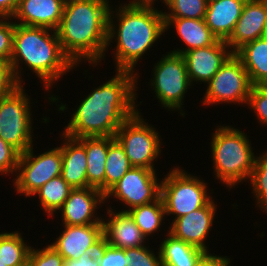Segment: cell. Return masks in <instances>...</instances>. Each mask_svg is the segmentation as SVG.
Wrapping results in <instances>:
<instances>
[{
	"instance_id": "18",
	"label": "cell",
	"mask_w": 267,
	"mask_h": 266,
	"mask_svg": "<svg viewBox=\"0 0 267 266\" xmlns=\"http://www.w3.org/2000/svg\"><path fill=\"white\" fill-rule=\"evenodd\" d=\"M65 0H19L13 16L16 24L57 30L63 15Z\"/></svg>"
},
{
	"instance_id": "13",
	"label": "cell",
	"mask_w": 267,
	"mask_h": 266,
	"mask_svg": "<svg viewBox=\"0 0 267 266\" xmlns=\"http://www.w3.org/2000/svg\"><path fill=\"white\" fill-rule=\"evenodd\" d=\"M104 200L105 195L97 188L73 189L59 209V211H62L63 225H103L102 218H95L94 214L98 209L97 205L104 203Z\"/></svg>"
},
{
	"instance_id": "27",
	"label": "cell",
	"mask_w": 267,
	"mask_h": 266,
	"mask_svg": "<svg viewBox=\"0 0 267 266\" xmlns=\"http://www.w3.org/2000/svg\"><path fill=\"white\" fill-rule=\"evenodd\" d=\"M31 246H27L19 232L0 233V260L6 266H25Z\"/></svg>"
},
{
	"instance_id": "38",
	"label": "cell",
	"mask_w": 267,
	"mask_h": 266,
	"mask_svg": "<svg viewBox=\"0 0 267 266\" xmlns=\"http://www.w3.org/2000/svg\"><path fill=\"white\" fill-rule=\"evenodd\" d=\"M18 86L10 62L0 60V97L12 93Z\"/></svg>"
},
{
	"instance_id": "5",
	"label": "cell",
	"mask_w": 267,
	"mask_h": 266,
	"mask_svg": "<svg viewBox=\"0 0 267 266\" xmlns=\"http://www.w3.org/2000/svg\"><path fill=\"white\" fill-rule=\"evenodd\" d=\"M211 140L216 177L232 188L250 178L256 156L247 135L232 126H219Z\"/></svg>"
},
{
	"instance_id": "15",
	"label": "cell",
	"mask_w": 267,
	"mask_h": 266,
	"mask_svg": "<svg viewBox=\"0 0 267 266\" xmlns=\"http://www.w3.org/2000/svg\"><path fill=\"white\" fill-rule=\"evenodd\" d=\"M104 241L103 225H64V231L50 244L65 260H78L90 250H98Z\"/></svg>"
},
{
	"instance_id": "28",
	"label": "cell",
	"mask_w": 267,
	"mask_h": 266,
	"mask_svg": "<svg viewBox=\"0 0 267 266\" xmlns=\"http://www.w3.org/2000/svg\"><path fill=\"white\" fill-rule=\"evenodd\" d=\"M72 190L73 188L59 175L46 182L34 195H39L42 209L53 215L63 206Z\"/></svg>"
},
{
	"instance_id": "21",
	"label": "cell",
	"mask_w": 267,
	"mask_h": 266,
	"mask_svg": "<svg viewBox=\"0 0 267 266\" xmlns=\"http://www.w3.org/2000/svg\"><path fill=\"white\" fill-rule=\"evenodd\" d=\"M65 137L61 146L63 179L73 188H87V155L85 147L75 138Z\"/></svg>"
},
{
	"instance_id": "3",
	"label": "cell",
	"mask_w": 267,
	"mask_h": 266,
	"mask_svg": "<svg viewBox=\"0 0 267 266\" xmlns=\"http://www.w3.org/2000/svg\"><path fill=\"white\" fill-rule=\"evenodd\" d=\"M118 9L117 29L113 23V10H109L107 46L109 47L113 37H116L117 46L114 53L116 70L134 72L137 61L166 31L163 11L154 7L127 6L126 4Z\"/></svg>"
},
{
	"instance_id": "8",
	"label": "cell",
	"mask_w": 267,
	"mask_h": 266,
	"mask_svg": "<svg viewBox=\"0 0 267 266\" xmlns=\"http://www.w3.org/2000/svg\"><path fill=\"white\" fill-rule=\"evenodd\" d=\"M143 120L138 111L121 125L114 138L123 147L133 167L154 170V159L161 152L160 135Z\"/></svg>"
},
{
	"instance_id": "34",
	"label": "cell",
	"mask_w": 267,
	"mask_h": 266,
	"mask_svg": "<svg viewBox=\"0 0 267 266\" xmlns=\"http://www.w3.org/2000/svg\"><path fill=\"white\" fill-rule=\"evenodd\" d=\"M247 105L254 110L259 122L267 125V85L252 86Z\"/></svg>"
},
{
	"instance_id": "7",
	"label": "cell",
	"mask_w": 267,
	"mask_h": 266,
	"mask_svg": "<svg viewBox=\"0 0 267 266\" xmlns=\"http://www.w3.org/2000/svg\"><path fill=\"white\" fill-rule=\"evenodd\" d=\"M18 86L12 93L0 97V137L20 153L32 145V121L29 96Z\"/></svg>"
},
{
	"instance_id": "11",
	"label": "cell",
	"mask_w": 267,
	"mask_h": 266,
	"mask_svg": "<svg viewBox=\"0 0 267 266\" xmlns=\"http://www.w3.org/2000/svg\"><path fill=\"white\" fill-rule=\"evenodd\" d=\"M33 146L20 154L17 177L14 185L18 193L26 197L34 195L46 182L62 172L61 147L53 148L38 156H34Z\"/></svg>"
},
{
	"instance_id": "26",
	"label": "cell",
	"mask_w": 267,
	"mask_h": 266,
	"mask_svg": "<svg viewBox=\"0 0 267 266\" xmlns=\"http://www.w3.org/2000/svg\"><path fill=\"white\" fill-rule=\"evenodd\" d=\"M123 147L114 137H108V152L105 161L104 195L131 169Z\"/></svg>"
},
{
	"instance_id": "43",
	"label": "cell",
	"mask_w": 267,
	"mask_h": 266,
	"mask_svg": "<svg viewBox=\"0 0 267 266\" xmlns=\"http://www.w3.org/2000/svg\"><path fill=\"white\" fill-rule=\"evenodd\" d=\"M0 266H6L5 263H3L1 260H0Z\"/></svg>"
},
{
	"instance_id": "22",
	"label": "cell",
	"mask_w": 267,
	"mask_h": 266,
	"mask_svg": "<svg viewBox=\"0 0 267 266\" xmlns=\"http://www.w3.org/2000/svg\"><path fill=\"white\" fill-rule=\"evenodd\" d=\"M165 30L174 26L176 33L181 38L186 48L171 51L179 55H184L187 51L207 47L215 44L218 39L207 26L205 19L187 18H164Z\"/></svg>"
},
{
	"instance_id": "19",
	"label": "cell",
	"mask_w": 267,
	"mask_h": 266,
	"mask_svg": "<svg viewBox=\"0 0 267 266\" xmlns=\"http://www.w3.org/2000/svg\"><path fill=\"white\" fill-rule=\"evenodd\" d=\"M112 210L111 207L108 209L111 219L102 221L104 242L120 249L145 246L144 240L148 238L143 235L129 213L124 211L117 213Z\"/></svg>"
},
{
	"instance_id": "14",
	"label": "cell",
	"mask_w": 267,
	"mask_h": 266,
	"mask_svg": "<svg viewBox=\"0 0 267 266\" xmlns=\"http://www.w3.org/2000/svg\"><path fill=\"white\" fill-rule=\"evenodd\" d=\"M226 41L187 51L183 57L191 84L194 81L208 83L227 59L233 54Z\"/></svg>"
},
{
	"instance_id": "16",
	"label": "cell",
	"mask_w": 267,
	"mask_h": 266,
	"mask_svg": "<svg viewBox=\"0 0 267 266\" xmlns=\"http://www.w3.org/2000/svg\"><path fill=\"white\" fill-rule=\"evenodd\" d=\"M266 35L267 0H246L235 29L226 43L235 53L243 45Z\"/></svg>"
},
{
	"instance_id": "41",
	"label": "cell",
	"mask_w": 267,
	"mask_h": 266,
	"mask_svg": "<svg viewBox=\"0 0 267 266\" xmlns=\"http://www.w3.org/2000/svg\"><path fill=\"white\" fill-rule=\"evenodd\" d=\"M18 4L19 0H0V16L12 18Z\"/></svg>"
},
{
	"instance_id": "40",
	"label": "cell",
	"mask_w": 267,
	"mask_h": 266,
	"mask_svg": "<svg viewBox=\"0 0 267 266\" xmlns=\"http://www.w3.org/2000/svg\"><path fill=\"white\" fill-rule=\"evenodd\" d=\"M230 259L207 253L195 266H229Z\"/></svg>"
},
{
	"instance_id": "10",
	"label": "cell",
	"mask_w": 267,
	"mask_h": 266,
	"mask_svg": "<svg viewBox=\"0 0 267 266\" xmlns=\"http://www.w3.org/2000/svg\"><path fill=\"white\" fill-rule=\"evenodd\" d=\"M203 104L248 103L252 83L241 60L233 53L207 83Z\"/></svg>"
},
{
	"instance_id": "37",
	"label": "cell",
	"mask_w": 267,
	"mask_h": 266,
	"mask_svg": "<svg viewBox=\"0 0 267 266\" xmlns=\"http://www.w3.org/2000/svg\"><path fill=\"white\" fill-rule=\"evenodd\" d=\"M20 152L0 137V173L17 172Z\"/></svg>"
},
{
	"instance_id": "24",
	"label": "cell",
	"mask_w": 267,
	"mask_h": 266,
	"mask_svg": "<svg viewBox=\"0 0 267 266\" xmlns=\"http://www.w3.org/2000/svg\"><path fill=\"white\" fill-rule=\"evenodd\" d=\"M77 140L86 149L88 187L97 188L104 194L105 161L108 152V137H81Z\"/></svg>"
},
{
	"instance_id": "12",
	"label": "cell",
	"mask_w": 267,
	"mask_h": 266,
	"mask_svg": "<svg viewBox=\"0 0 267 266\" xmlns=\"http://www.w3.org/2000/svg\"><path fill=\"white\" fill-rule=\"evenodd\" d=\"M156 170L132 167L105 194V199L114 196L130 208L146 205L158 200L161 196V182H158Z\"/></svg>"
},
{
	"instance_id": "2",
	"label": "cell",
	"mask_w": 267,
	"mask_h": 266,
	"mask_svg": "<svg viewBox=\"0 0 267 266\" xmlns=\"http://www.w3.org/2000/svg\"><path fill=\"white\" fill-rule=\"evenodd\" d=\"M108 0H65L57 34L64 54L77 66L97 65L107 50Z\"/></svg>"
},
{
	"instance_id": "29",
	"label": "cell",
	"mask_w": 267,
	"mask_h": 266,
	"mask_svg": "<svg viewBox=\"0 0 267 266\" xmlns=\"http://www.w3.org/2000/svg\"><path fill=\"white\" fill-rule=\"evenodd\" d=\"M145 237L159 230L166 215L161 197L149 204L141 205L127 211Z\"/></svg>"
},
{
	"instance_id": "32",
	"label": "cell",
	"mask_w": 267,
	"mask_h": 266,
	"mask_svg": "<svg viewBox=\"0 0 267 266\" xmlns=\"http://www.w3.org/2000/svg\"><path fill=\"white\" fill-rule=\"evenodd\" d=\"M147 246L125 249L126 266H162L160 252L158 256Z\"/></svg>"
},
{
	"instance_id": "1",
	"label": "cell",
	"mask_w": 267,
	"mask_h": 266,
	"mask_svg": "<svg viewBox=\"0 0 267 266\" xmlns=\"http://www.w3.org/2000/svg\"><path fill=\"white\" fill-rule=\"evenodd\" d=\"M138 74L117 70L108 82L94 89L80 103L64 129V135L71 138L114 137L117 130L138 109L136 80Z\"/></svg>"
},
{
	"instance_id": "17",
	"label": "cell",
	"mask_w": 267,
	"mask_h": 266,
	"mask_svg": "<svg viewBox=\"0 0 267 266\" xmlns=\"http://www.w3.org/2000/svg\"><path fill=\"white\" fill-rule=\"evenodd\" d=\"M215 213L216 205L211 200L206 206L174 219L168 232L175 238L209 253L204 240L212 227Z\"/></svg>"
},
{
	"instance_id": "36",
	"label": "cell",
	"mask_w": 267,
	"mask_h": 266,
	"mask_svg": "<svg viewBox=\"0 0 267 266\" xmlns=\"http://www.w3.org/2000/svg\"><path fill=\"white\" fill-rule=\"evenodd\" d=\"M0 18L3 19L0 20V60L10 62L12 56L14 22L7 21L9 17L0 16Z\"/></svg>"
},
{
	"instance_id": "31",
	"label": "cell",
	"mask_w": 267,
	"mask_h": 266,
	"mask_svg": "<svg viewBox=\"0 0 267 266\" xmlns=\"http://www.w3.org/2000/svg\"><path fill=\"white\" fill-rule=\"evenodd\" d=\"M253 187L252 193L259 205L260 209L267 213V151L261 156L256 157L254 168L248 179Z\"/></svg>"
},
{
	"instance_id": "33",
	"label": "cell",
	"mask_w": 267,
	"mask_h": 266,
	"mask_svg": "<svg viewBox=\"0 0 267 266\" xmlns=\"http://www.w3.org/2000/svg\"><path fill=\"white\" fill-rule=\"evenodd\" d=\"M65 259L51 246L43 249H30L28 266H64Z\"/></svg>"
},
{
	"instance_id": "23",
	"label": "cell",
	"mask_w": 267,
	"mask_h": 266,
	"mask_svg": "<svg viewBox=\"0 0 267 266\" xmlns=\"http://www.w3.org/2000/svg\"><path fill=\"white\" fill-rule=\"evenodd\" d=\"M234 54L241 60L253 86L267 85V35L243 45Z\"/></svg>"
},
{
	"instance_id": "6",
	"label": "cell",
	"mask_w": 267,
	"mask_h": 266,
	"mask_svg": "<svg viewBox=\"0 0 267 266\" xmlns=\"http://www.w3.org/2000/svg\"><path fill=\"white\" fill-rule=\"evenodd\" d=\"M166 176L161 181L160 196L166 215H176V219L206 206L212 200L208 196L206 183L197 176L176 167Z\"/></svg>"
},
{
	"instance_id": "25",
	"label": "cell",
	"mask_w": 267,
	"mask_h": 266,
	"mask_svg": "<svg viewBox=\"0 0 267 266\" xmlns=\"http://www.w3.org/2000/svg\"><path fill=\"white\" fill-rule=\"evenodd\" d=\"M160 244L162 266H195L207 254L204 250L175 238L169 232Z\"/></svg>"
},
{
	"instance_id": "20",
	"label": "cell",
	"mask_w": 267,
	"mask_h": 266,
	"mask_svg": "<svg viewBox=\"0 0 267 266\" xmlns=\"http://www.w3.org/2000/svg\"><path fill=\"white\" fill-rule=\"evenodd\" d=\"M246 0H214L208 2L205 22L218 40L232 35Z\"/></svg>"
},
{
	"instance_id": "39",
	"label": "cell",
	"mask_w": 267,
	"mask_h": 266,
	"mask_svg": "<svg viewBox=\"0 0 267 266\" xmlns=\"http://www.w3.org/2000/svg\"><path fill=\"white\" fill-rule=\"evenodd\" d=\"M96 254L97 250L87 251L78 260H65L64 266H99L100 261Z\"/></svg>"
},
{
	"instance_id": "42",
	"label": "cell",
	"mask_w": 267,
	"mask_h": 266,
	"mask_svg": "<svg viewBox=\"0 0 267 266\" xmlns=\"http://www.w3.org/2000/svg\"><path fill=\"white\" fill-rule=\"evenodd\" d=\"M156 0H133L129 1L127 6H141V7H153L152 4H154ZM166 0H163V3H165Z\"/></svg>"
},
{
	"instance_id": "4",
	"label": "cell",
	"mask_w": 267,
	"mask_h": 266,
	"mask_svg": "<svg viewBox=\"0 0 267 266\" xmlns=\"http://www.w3.org/2000/svg\"><path fill=\"white\" fill-rule=\"evenodd\" d=\"M19 60L36 73L35 75L45 83L46 89H50L54 81L75 66L64 54L56 30L14 22L10 64L17 82L22 85Z\"/></svg>"
},
{
	"instance_id": "30",
	"label": "cell",
	"mask_w": 267,
	"mask_h": 266,
	"mask_svg": "<svg viewBox=\"0 0 267 266\" xmlns=\"http://www.w3.org/2000/svg\"><path fill=\"white\" fill-rule=\"evenodd\" d=\"M171 13L163 12L164 18L204 19L207 0H166Z\"/></svg>"
},
{
	"instance_id": "35",
	"label": "cell",
	"mask_w": 267,
	"mask_h": 266,
	"mask_svg": "<svg viewBox=\"0 0 267 266\" xmlns=\"http://www.w3.org/2000/svg\"><path fill=\"white\" fill-rule=\"evenodd\" d=\"M96 255L100 261L99 266H126L125 249L112 247L104 241L100 244Z\"/></svg>"
},
{
	"instance_id": "9",
	"label": "cell",
	"mask_w": 267,
	"mask_h": 266,
	"mask_svg": "<svg viewBox=\"0 0 267 266\" xmlns=\"http://www.w3.org/2000/svg\"><path fill=\"white\" fill-rule=\"evenodd\" d=\"M153 72L151 86L162 107L180 110L184 94L192 85L183 55L169 52L155 64Z\"/></svg>"
}]
</instances>
